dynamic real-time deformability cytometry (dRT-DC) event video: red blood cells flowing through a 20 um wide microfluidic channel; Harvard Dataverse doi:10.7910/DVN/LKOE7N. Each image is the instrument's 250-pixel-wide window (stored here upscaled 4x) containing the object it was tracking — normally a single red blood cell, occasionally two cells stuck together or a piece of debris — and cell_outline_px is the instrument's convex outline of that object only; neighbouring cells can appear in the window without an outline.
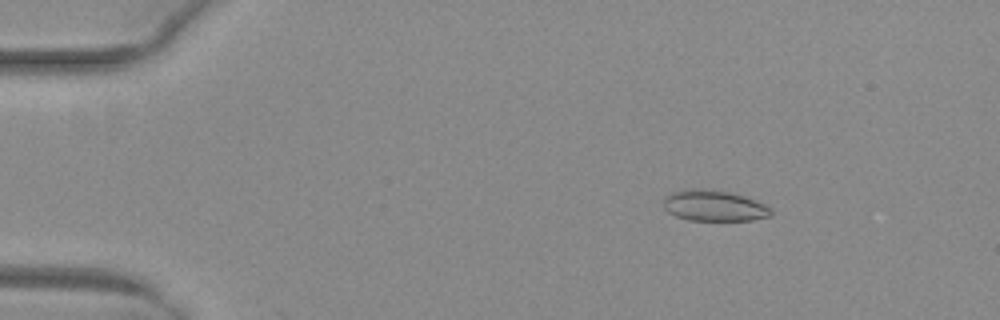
{"species": "common noctule bat (a hibernating species)", "species_latin": "Nyctalus noctula", "temperature_condition": "warm", "stored_images_in_passage": 9, "camera_frame_rate_fps": 3000, "um_per_image_px": 0.085, "animal": {"sex": "female", "body_mass_g": 29.2, "forearm_length_mm": 56.3}, "frame": {"image": 1, "passage_image": 8, "time_ms": 2.333, "image_size_px": [1000, 320], "cell_outline_px": [[772, 216], [752, 220], [688, 220], [676, 216], [668, 212], [664, 208], [664, 196], [672, 192], [684, 188], [700, 188], [728, 192], [744, 196], [764, 204], [772, 208]], "centroid_in_image_um": [60.68, 17.48], "position_along_channel_um": 24.3, "area_um2": 19.48}}